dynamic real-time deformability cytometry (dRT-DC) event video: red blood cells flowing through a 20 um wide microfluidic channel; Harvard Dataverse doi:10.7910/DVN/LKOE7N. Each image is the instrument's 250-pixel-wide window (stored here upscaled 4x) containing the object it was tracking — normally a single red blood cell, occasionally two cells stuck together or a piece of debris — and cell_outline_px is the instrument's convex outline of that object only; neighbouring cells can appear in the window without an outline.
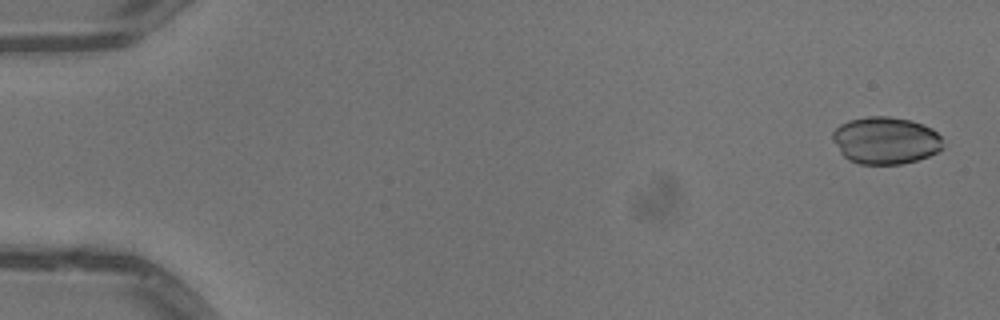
{"species": "common noctule bat (a hibernating species)", "species_latin": "Nyctalus noctula", "temperature_condition": "warm", "stored_images_in_passage": 51, "camera_frame_rate_fps": 3000, "um_per_image_px": 0.085, "animal": {"sex": "male", "body_mass_g": 13.3}, "frame": {"image": 1, "passage_image": 2, "time_ms": 0.333, "image_size_px": [1000, 320], "cell_outline_px": [[944, 148], [928, 156], [916, 160], [900, 164], [860, 164], [848, 160], [840, 152], [832, 140], [832, 132], [840, 124], [848, 120], [868, 116], [888, 116], [912, 120], [924, 124], [932, 128], [940, 136]], "centroid_in_image_um": [75.26, 11.93], "position_along_channel_um": 9.7, "area_um2": 30.58}}
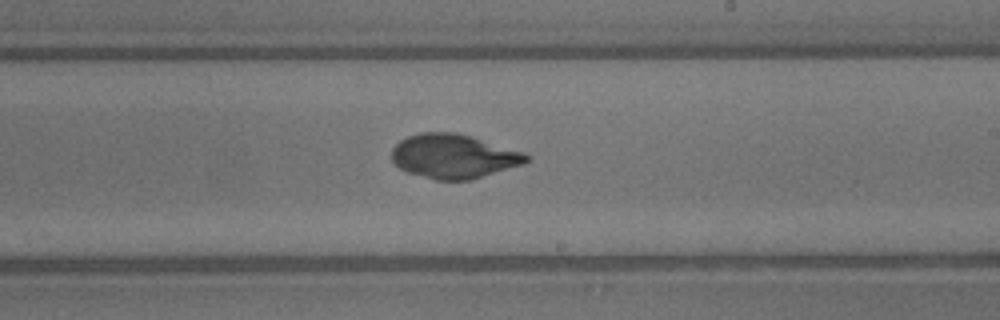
{"frame": {"image": 2, "passage_image": 31, "time_ms": 10.0, "image_size_px": [1000, 320], "cell_outline_px": [[532, 160], [524, 164], [472, 180], [436, 180], [408, 172], [400, 168], [392, 160], [392, 148], [400, 140], [408, 136], [420, 132], [456, 132], [472, 136], [524, 152], [532, 156]], "centroid_in_image_um": [38.61, 13.28], "position_along_channel_um": 250.4, "area_um2": 34.97}}
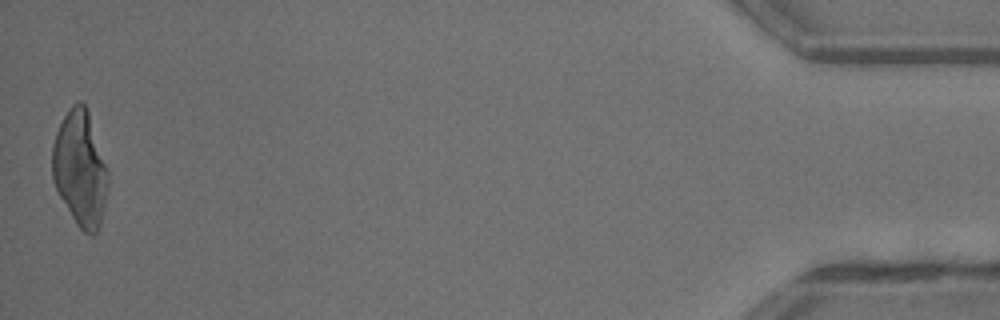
{"frame": {"image": 3, "passage_image": 51, "time_ms": 16.667, "image_size_px": [1000, 320], "cell_outline_px": [[108, 188], [100, 224], [96, 232], [92, 236], [84, 232], [76, 224], [60, 196], [52, 180], [52, 144], [56, 132], [64, 116], [72, 104], [76, 100], [80, 100], [84, 104], [88, 112], [108, 172]], "centroid_in_image_um": [6.8, 14.34], "position_along_channel_um": 428.4, "area_um2": 37.17}}